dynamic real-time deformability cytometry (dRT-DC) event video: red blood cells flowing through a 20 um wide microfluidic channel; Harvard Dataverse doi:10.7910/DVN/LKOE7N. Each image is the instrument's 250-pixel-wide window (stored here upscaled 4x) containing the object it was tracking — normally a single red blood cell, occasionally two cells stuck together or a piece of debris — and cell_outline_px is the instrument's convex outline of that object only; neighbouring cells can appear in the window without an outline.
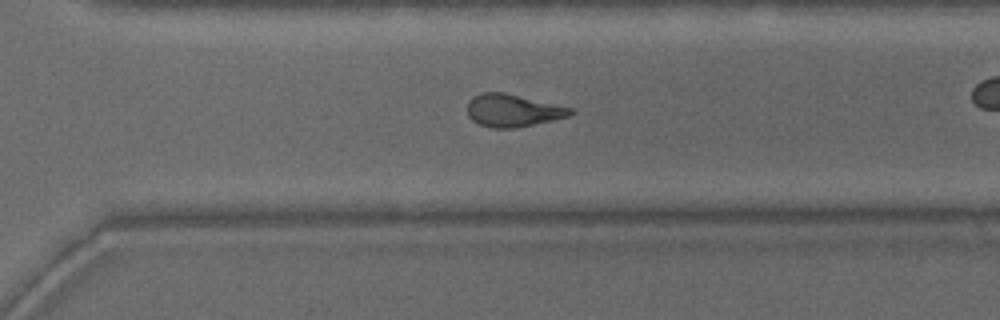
{"species": "common noctule bat (a hibernating species)", "species_latin": "Nyctalus noctula", "temperature_condition": "warm", "stored_images_in_passage": 40, "camera_frame_rate_fps": 3000, "um_per_image_px": 0.085, "animal": {"sex": "male", "body_mass_g": 15.6}, "frame": {"image": 1, "passage_image": 34, "time_ms": 11.0, "image_size_px": [1000, 320], "cell_outline_px": [[572, 112], [568, 116], [552, 120], [512, 128], [492, 128], [480, 124], [472, 120], [468, 116], [468, 100], [472, 96], [484, 92], [504, 92], [572, 108]], "centroid_in_image_um": [43.53, 9.38], "position_along_channel_um": 327.1, "area_um2": 19.25}}